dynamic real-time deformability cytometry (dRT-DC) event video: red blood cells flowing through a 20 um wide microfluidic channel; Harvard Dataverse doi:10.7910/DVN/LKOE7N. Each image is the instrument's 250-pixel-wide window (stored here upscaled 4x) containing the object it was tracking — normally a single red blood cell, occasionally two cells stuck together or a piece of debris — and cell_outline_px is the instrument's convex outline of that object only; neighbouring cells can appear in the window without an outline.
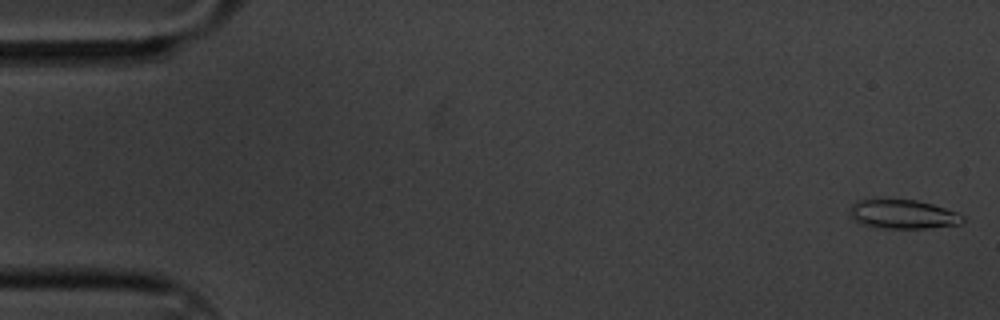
{"species": "common noctule bat (a hibernating species)", "species_latin": "Nyctalus noctula", "temperature_condition": "cold", "stored_images_in_passage": 4, "camera_frame_rate_fps": 3000, "um_per_image_px": 0.085, "animal": {"sex": "male", "body_mass_g": 20.1, "forearm_length_mm": 53.5}, "frame": {"image": 1, "passage_image": 1, "time_ms": 0.0, "image_size_px": [1000, 320], "cell_outline_px": [[964, 220], [960, 224], [928, 228], [880, 228], [864, 224], [848, 216], [848, 208], [856, 200], [864, 196], [880, 196], [916, 200], [932, 204], [960, 212], [964, 216]], "centroid_in_image_um": [76.65, 18.14], "position_along_channel_um": 8.3, "area_um2": 20.29}}